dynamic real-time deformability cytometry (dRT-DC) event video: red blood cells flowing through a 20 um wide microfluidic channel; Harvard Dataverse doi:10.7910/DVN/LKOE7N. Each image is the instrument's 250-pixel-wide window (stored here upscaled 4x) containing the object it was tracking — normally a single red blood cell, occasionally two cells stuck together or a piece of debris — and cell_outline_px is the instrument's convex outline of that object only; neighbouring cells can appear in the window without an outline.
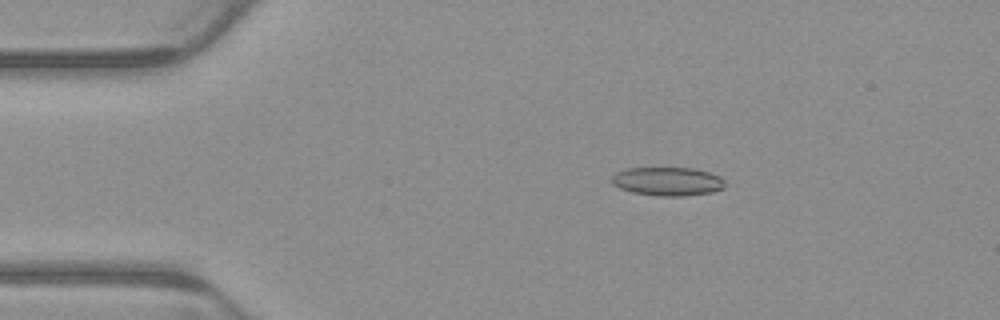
{"species": "common noctule bat (a hibernating species)", "species_latin": "Nyctalus noctula", "temperature_condition": "warm", "stored_images_in_passage": 4, "camera_frame_rate_fps": 3000, "um_per_image_px": 0.085, "animal": {"sex": "male", "body_mass_g": 23.1, "forearm_length_mm": 52.7}, "frame": {"image": 1, "passage_image": 1, "time_ms": 0.0, "image_size_px": [1000, 320], "cell_outline_px": [[724, 188], [712, 192], [684, 196], [660, 196], [632, 192], [620, 188], [612, 184], [612, 176], [616, 172], [628, 168], [692, 168], [708, 172], [720, 176], [724, 180]], "centroid_in_image_um": [56.75, 15.42], "position_along_channel_um": 28.3, "area_um2": 18.84}}
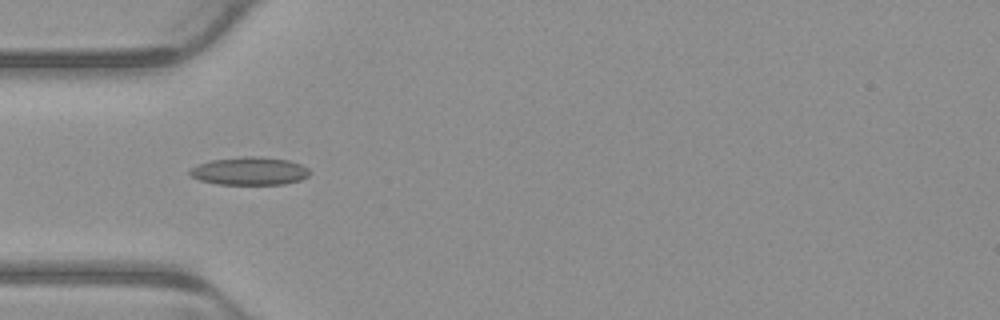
{"frame": {"image": 2, "passage_image": 3, "time_ms": 0.667, "image_size_px": [1000, 320], "cell_outline_px": [[308, 176], [300, 180], [284, 184], [216, 184], [200, 180], [192, 176], [188, 172], [192, 168], [200, 164], [212, 160], [244, 156], [260, 156], [288, 160], [300, 164], [308, 168]], "centroid_in_image_um": [21.22, 14.54], "position_along_channel_um": 63.8, "area_um2": 19.36}}
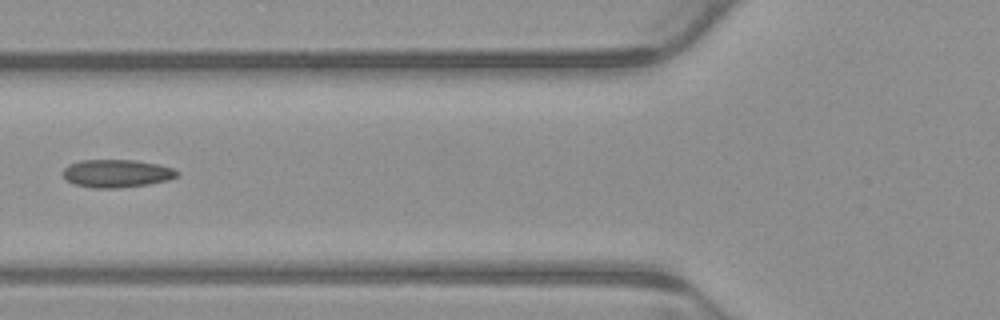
{"frame": {"image": 3, "passage_image": 4, "time_ms": 1.0, "image_size_px": [1000, 320], "cell_outline_px": [[180, 172], [176, 176], [168, 180], [148, 184], [112, 188], [92, 188], [76, 184], [68, 180], [60, 172], [68, 164], [80, 160], [136, 160], [160, 164], [172, 168]], "centroid_in_image_um": [9.9, 14.72], "position_along_channel_um": 115.9, "area_um2": 18.55}}